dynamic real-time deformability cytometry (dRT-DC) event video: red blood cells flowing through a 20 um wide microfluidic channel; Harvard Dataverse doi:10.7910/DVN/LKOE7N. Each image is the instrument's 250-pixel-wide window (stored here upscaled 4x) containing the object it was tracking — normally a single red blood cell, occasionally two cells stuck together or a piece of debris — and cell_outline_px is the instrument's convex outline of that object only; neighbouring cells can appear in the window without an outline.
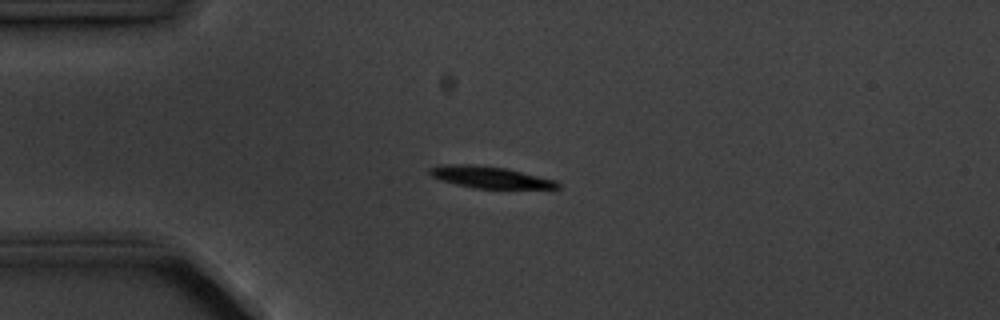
{"species": "common noctule bat (a hibernating species)", "species_latin": "Nyctalus noctula", "temperature_condition": "cold", "stored_images_in_passage": 7, "camera_frame_rate_fps": 3000, "um_per_image_px": 0.085, "animal": {"sex": "male", "body_mass_g": 20.1, "forearm_length_mm": 53.5}, "frame": {"image": 1, "passage_image": 3, "time_ms": 2.333, "image_size_px": [1000, 320], "cell_outline_px": [[560, 188], [476, 188], [456, 184], [440, 180], [432, 176], [428, 172], [428, 168], [440, 164], [468, 164], [504, 168], [556, 180], [560, 184]], "centroid_in_image_um": [41.59, 15.05], "position_along_channel_um": 43.4, "area_um2": 15.95}}
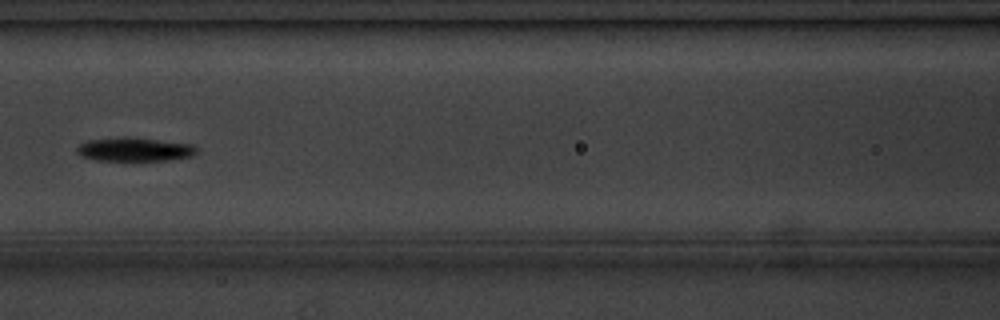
{"frame": {"image": 2, "passage_image": 6, "time_ms": 6.0, "image_size_px": [1000, 320], "cell_outline_px": [[196, 152], [192, 156], [168, 160], [96, 160], [80, 156], [76, 152], [76, 148], [80, 144], [88, 140], [124, 136], [128, 136], [192, 144], [196, 148]], "centroid_in_image_um": [11.4, 12.69], "position_along_channel_um": 155.2, "area_um2": 16.59}}